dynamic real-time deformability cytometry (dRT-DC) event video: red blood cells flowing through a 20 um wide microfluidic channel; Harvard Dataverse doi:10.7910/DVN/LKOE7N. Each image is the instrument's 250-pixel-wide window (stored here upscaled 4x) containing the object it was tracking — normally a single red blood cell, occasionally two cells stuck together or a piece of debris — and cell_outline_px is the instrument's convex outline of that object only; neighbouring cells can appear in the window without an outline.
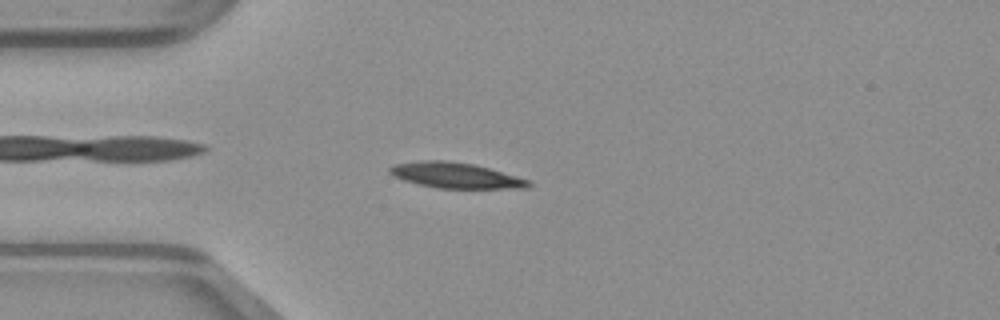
{"species": "common noctule bat (a hibernating species)", "species_latin": "Nyctalus noctula", "temperature_condition": "warm", "stored_images_in_passage": 48, "camera_frame_rate_fps": 3000, "um_per_image_px": 0.085, "animal": {"sex": "male", "body_mass_g": 23.1, "forearm_length_mm": 52.7}, "frame": {"image": 1, "passage_image": 12, "time_ms": 3.667, "image_size_px": [1000, 320], "cell_outline_px": [[532, 184], [528, 188], [436, 188], [404, 180], [388, 172], [388, 168], [392, 164], [420, 160], [448, 160], [472, 164], [488, 168], [532, 180]], "centroid_in_image_um": [38.74, 14.9], "position_along_channel_um": 46.3, "area_um2": 20.69}}
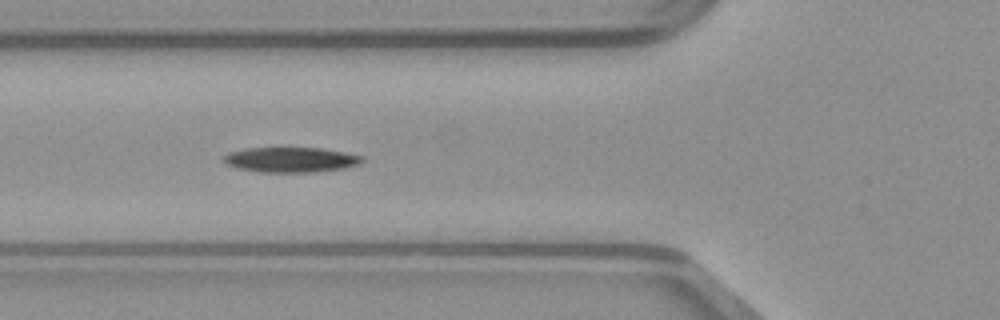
{"frame": {"image": 2, "passage_image": 17, "time_ms": 5.333, "image_size_px": [1000, 320], "cell_outline_px": [[364, 160], [360, 164], [348, 168], [316, 172], [260, 172], [236, 168], [224, 164], [224, 156], [228, 152], [244, 148], [324, 148], [364, 156]], "centroid_in_image_um": [24.74, 13.58], "position_along_channel_um": 101.1, "area_um2": 20.58}}
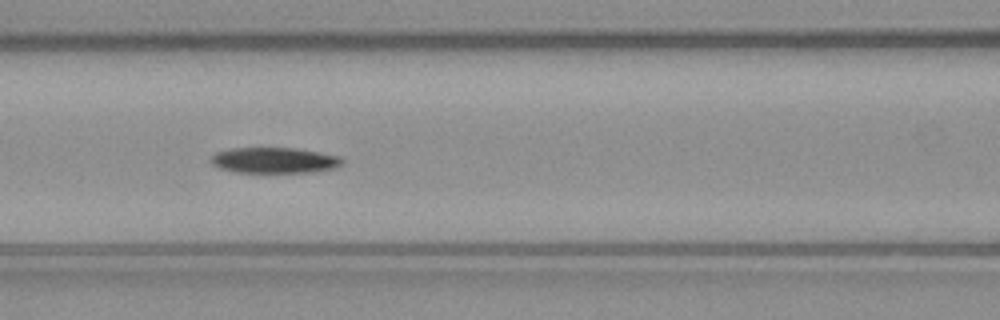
{"frame": {"image": 3, "passage_image": 20, "time_ms": 6.333, "image_size_px": [1000, 320], "cell_outline_px": [[344, 164], [340, 168], [312, 172], [236, 172], [216, 168], [208, 160], [216, 152], [228, 148], [296, 148], [320, 152], [340, 156], [344, 160]], "centroid_in_image_um": [23.34, 13.63], "position_along_channel_um": 143.3, "area_um2": 20.11}}